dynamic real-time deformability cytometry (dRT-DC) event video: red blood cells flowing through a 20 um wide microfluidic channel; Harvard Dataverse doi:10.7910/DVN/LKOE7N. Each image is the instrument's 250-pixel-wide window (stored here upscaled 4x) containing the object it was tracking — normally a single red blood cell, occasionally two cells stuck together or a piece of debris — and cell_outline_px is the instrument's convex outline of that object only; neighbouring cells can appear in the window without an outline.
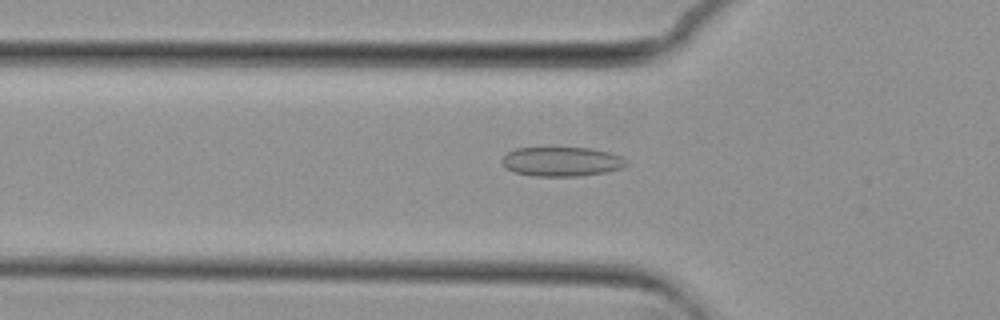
{"species": "common noctule bat (a hibernating species)", "species_latin": "Nyctalus noctula", "temperature_condition": "cold", "stored_images_in_passage": 55, "camera_frame_rate_fps": 3000, "um_per_image_px": 0.085, "animal": {"sex": "female", "body_mass_g": 29.2, "forearm_length_mm": 56.3}, "frame": {"image": 1, "passage_image": 18, "time_ms": 5.667, "image_size_px": [1000, 320], "cell_outline_px": [[628, 164], [620, 168], [604, 172], [580, 176], [532, 176], [516, 172], [504, 168], [500, 164], [500, 160], [508, 152], [516, 148], [592, 148], [624, 156]], "centroid_in_image_um": [47.72, 13.73], "position_along_channel_um": 78.1, "area_um2": 21.39}}
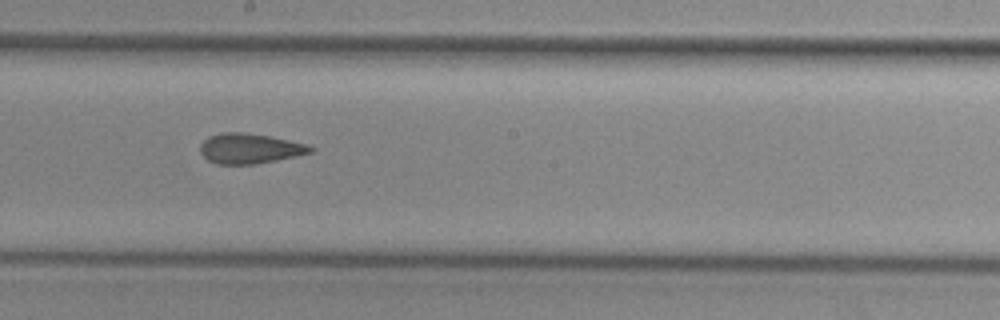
{"frame": {"image": 2, "passage_image": 30, "time_ms": 9.667, "image_size_px": [1000, 320], "cell_outline_px": [[316, 148], [312, 152], [276, 160], [252, 164], [216, 164], [208, 160], [200, 152], [200, 144], [208, 136], [224, 132], [240, 132], [268, 136], [308, 144]], "centroid_in_image_um": [21.21, 12.62], "position_along_channel_um": 227.0, "area_um2": 19.19}}
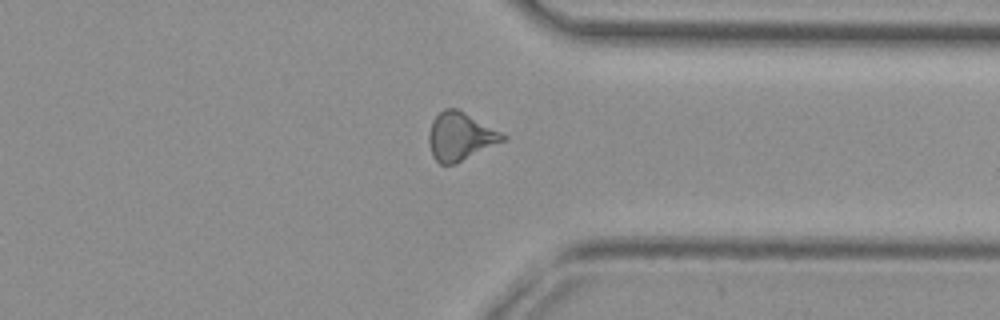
{"frame": {"image": 3, "passage_image": 42, "time_ms": 13.667, "image_size_px": [1000, 320], "cell_outline_px": [[508, 136], [504, 140], [456, 164], [440, 164], [432, 156], [428, 144], [428, 132], [432, 120], [444, 108], [456, 108], [464, 112]], "centroid_in_image_um": [39.07, 11.6], "position_along_channel_um": 372.3, "area_um2": 20.58}, "authors_computed_cell_mechanics": {"area_um2": 20.4034, "velocity_mm_per_s": 3.7084, "shape_relaxation_time_tau1_ms": null, "shape_relaxation_time_tau2_ms": 3.4374, "deformation_change_tau1": null, "deformation_change_tau2": 0.1157}}